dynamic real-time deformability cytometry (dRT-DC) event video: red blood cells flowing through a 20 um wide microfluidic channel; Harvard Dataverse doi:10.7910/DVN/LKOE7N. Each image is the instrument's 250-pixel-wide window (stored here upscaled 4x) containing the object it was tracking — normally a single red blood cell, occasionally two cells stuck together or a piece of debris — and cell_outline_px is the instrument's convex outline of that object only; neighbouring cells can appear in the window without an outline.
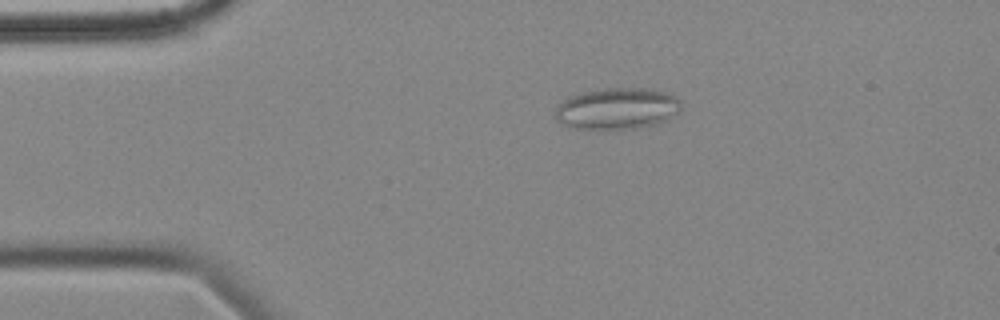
{"species": "common noctule bat (a hibernating species)", "species_latin": "Nyctalus noctula", "temperature_condition": "cold", "stored_images_in_passage": 10, "segment_of_instrument_passage": [1, 2], "camera_frame_rate_fps": 3000, "um_per_image_px": 0.085, "animal": {"sex": "female", "body_mass_g": 18.4}, "frame": {"image": 1, "passage_image": 4, "time_ms": 3.333, "image_size_px": [1000, 320], "cell_outline_px": [[680, 108], [676, 112], [660, 124], [640, 128], [616, 132], [568, 128], [556, 120], [552, 116], [556, 104], [568, 96], [580, 92], [596, 88], [644, 88], [664, 92], [680, 100]], "centroid_in_image_um": [52.32, 9.28], "position_along_channel_um": 32.7, "area_um2": 31.79}}